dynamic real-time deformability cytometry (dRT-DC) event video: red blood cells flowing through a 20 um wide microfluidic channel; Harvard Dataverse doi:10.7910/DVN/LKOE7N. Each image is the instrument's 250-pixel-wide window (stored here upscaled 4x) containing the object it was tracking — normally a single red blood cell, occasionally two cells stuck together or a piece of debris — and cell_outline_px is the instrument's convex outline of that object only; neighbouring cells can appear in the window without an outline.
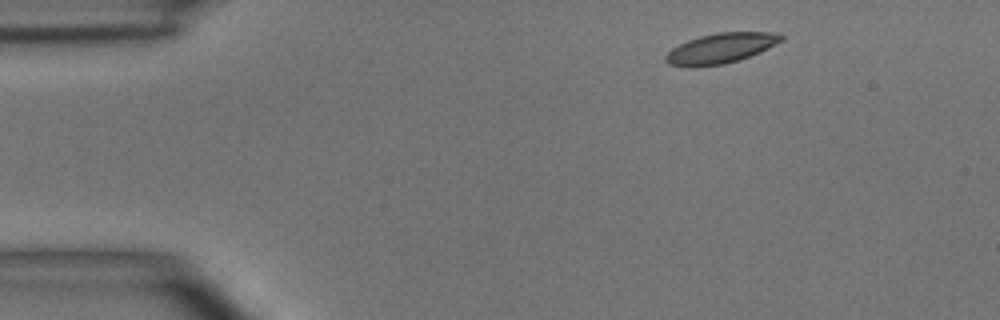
{"species": "common noctule bat (a hibernating species)", "species_latin": "Nyctalus noctula", "temperature_condition": "room temperature", "stored_images_in_passage": 3, "camera_frame_rate_fps": 3000, "um_per_image_px": 0.085, "animal": {"sex": "male", "body_mass_g": 15.6}, "frame": {"image": 1, "passage_image": 1, "time_ms": 0.0, "image_size_px": [1000, 320], "cell_outline_px": [[784, 40], [760, 52], [724, 64], [688, 68], [668, 64], [664, 60], [664, 56], [672, 48], [688, 40], [700, 36], [716, 32], [772, 32], [784, 36]], "centroid_in_image_um": [61.23, 4.11], "position_along_channel_um": 23.8, "area_um2": 20.35}}